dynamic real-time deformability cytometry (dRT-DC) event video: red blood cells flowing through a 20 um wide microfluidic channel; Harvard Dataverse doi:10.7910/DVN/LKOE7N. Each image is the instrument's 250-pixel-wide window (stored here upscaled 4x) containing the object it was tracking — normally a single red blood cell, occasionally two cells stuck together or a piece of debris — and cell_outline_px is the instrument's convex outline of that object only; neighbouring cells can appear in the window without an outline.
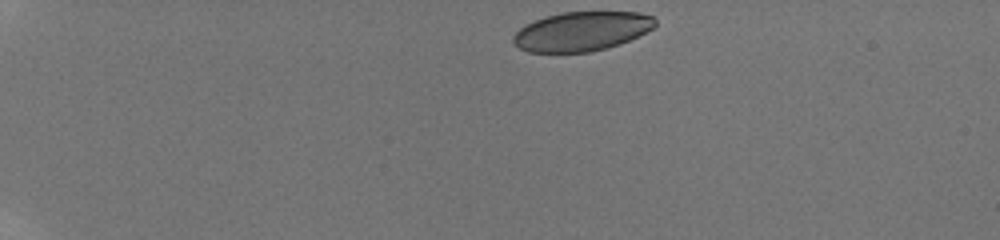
{"species": "human", "species_latin": "Homo sapiens", "temperature_condition": "room temperature", "stored_images_in_passage": 38, "camera_frame_rate_fps": 3000, "um_per_image_px": 0.085, "donor": {"sex": "male"}, "frame": {"image": 1, "passage_image": 1, "time_ms": 0.0, "image_size_px": [1000, 240], "cell_outline_px": [[656, 28], [620, 44], [588, 52], [528, 52], [520, 48], [512, 40], [512, 36], [524, 24], [548, 16], [564, 12], [640, 12], [652, 16], [656, 20]], "centroid_in_image_um": [49.47, 2.66], "position_along_channel_um": 35.5, "area_um2": 32.43}}
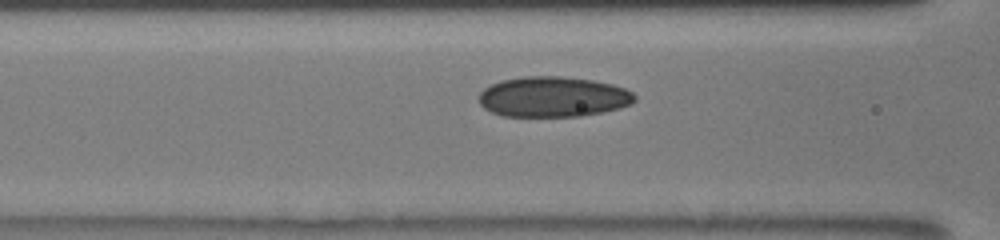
{"frame": {"image": 2, "passage_image": 19, "time_ms": 4.667, "image_size_px": [1000, 240], "cell_outline_px": [[636, 100], [632, 104], [620, 108], [580, 116], [504, 116], [492, 112], [484, 108], [480, 104], [480, 92], [484, 88], [500, 80], [524, 76], [560, 76], [592, 80], [612, 84], [624, 88], [632, 92], [636, 96]], "centroid_in_image_um": [47.02, 8.22], "position_along_channel_um": 119.6, "area_um2": 36.65}}
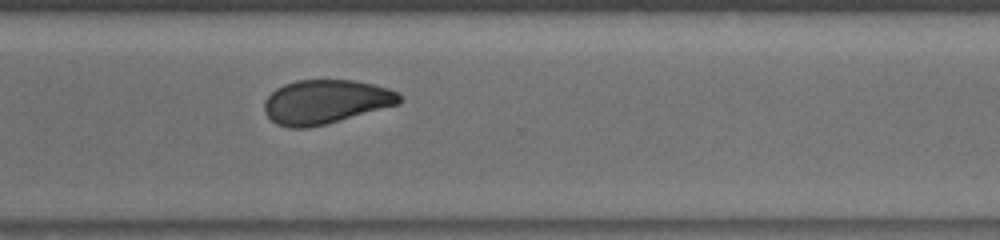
{"frame": {"image": 3, "passage_image": 38, "time_ms": 10.333, "image_size_px": [1000, 240], "cell_outline_px": [[400, 104], [324, 124], [308, 128], [288, 128], [276, 124], [264, 112], [264, 100], [276, 88], [284, 84], [296, 80], [352, 80], [372, 84], [388, 88], [400, 92]], "centroid_in_image_um": [27.66, 8.65], "position_along_channel_um": 342.9, "area_um2": 34.62}}